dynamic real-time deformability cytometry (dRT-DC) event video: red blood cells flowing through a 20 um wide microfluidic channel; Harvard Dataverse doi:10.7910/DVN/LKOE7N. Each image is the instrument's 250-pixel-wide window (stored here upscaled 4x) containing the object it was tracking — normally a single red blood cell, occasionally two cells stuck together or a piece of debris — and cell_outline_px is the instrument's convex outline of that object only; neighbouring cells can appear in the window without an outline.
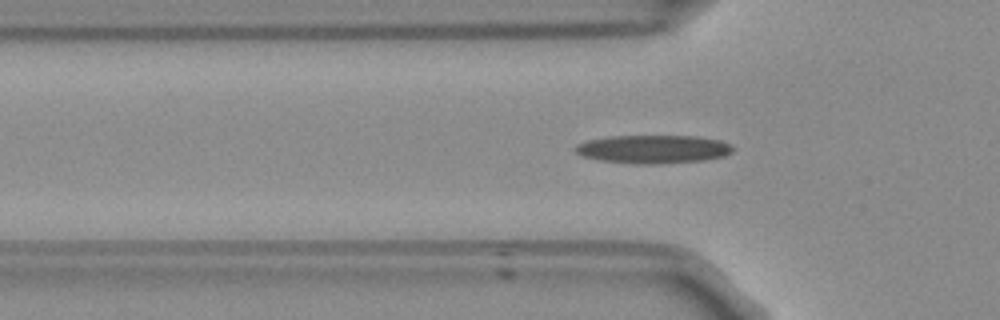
{"species": "Egyptian fruit bat (a non-hibernating species)", "species_latin": "Rousettus aegyptiacus", "temperature_condition": "room temperature", "stored_images_in_passage": 38, "camera_frame_rate_fps": 3000, "um_per_image_px": 0.085, "frame": {"image": 1, "passage_image": 5, "time_ms": 1.333, "image_size_px": [1000, 320], "cell_outline_px": [[732, 152], [724, 156], [704, 160], [660, 164], [636, 164], [596, 160], [580, 156], [572, 148], [576, 144], [588, 140], [608, 136], [696, 136], [720, 140], [728, 144], [732, 148]], "centroid_in_image_um": [55.44, 12.68], "position_along_channel_um": 70.4, "area_um2": 26.24}}
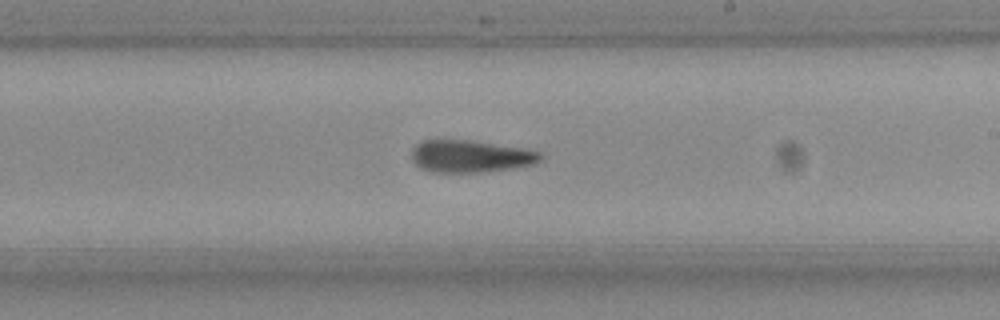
{"frame": {"image": 2, "passage_image": 19, "time_ms": 6.0, "image_size_px": [1000, 320], "cell_outline_px": [[544, 156], [540, 160], [532, 164], [512, 168], [480, 172], [432, 172], [420, 168], [412, 160], [412, 148], [420, 140], [468, 140], [520, 148], [540, 152]], "centroid_in_image_um": [39.94, 13.28], "position_along_channel_um": 249.1, "area_um2": 23.99}}
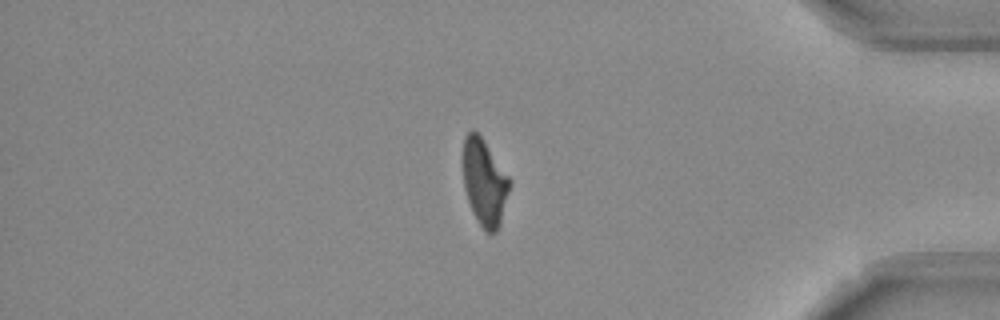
{"frame": {"image": 3, "passage_image": 33, "time_ms": 10.667, "image_size_px": [1000, 320], "cell_outline_px": [[512, 184], [500, 224], [496, 232], [484, 232], [476, 220], [472, 212], [464, 188], [464, 136], [472, 128], [480, 136], [512, 180]], "centroid_in_image_um": [41.21, 15.54], "position_along_channel_um": 394.0, "area_um2": 23.47}, "authors_computed_cell_mechanics": {"area_um2": 24.6228, "velocity_mm_per_s": 3.807, "shape_relaxation_time_tau1_ms": null, "shape_relaxation_time_tau2_ms": 6.4587, "deformation_change_tau1": null, "deformation_change_tau2": 0.1675}}